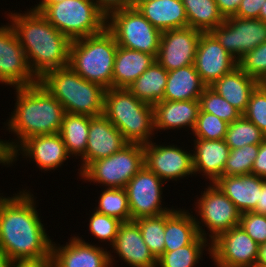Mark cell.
<instances>
[{
  "label": "cell",
  "instance_id": "cell-1",
  "mask_svg": "<svg viewBox=\"0 0 266 267\" xmlns=\"http://www.w3.org/2000/svg\"><path fill=\"white\" fill-rule=\"evenodd\" d=\"M36 198L30 188L7 197L0 193V252L12 261L51 260L53 240Z\"/></svg>",
  "mask_w": 266,
  "mask_h": 267
},
{
  "label": "cell",
  "instance_id": "cell-2",
  "mask_svg": "<svg viewBox=\"0 0 266 267\" xmlns=\"http://www.w3.org/2000/svg\"><path fill=\"white\" fill-rule=\"evenodd\" d=\"M15 11H5V18L19 39L33 76L39 81L48 72L69 66L72 41L32 8L24 13Z\"/></svg>",
  "mask_w": 266,
  "mask_h": 267
},
{
  "label": "cell",
  "instance_id": "cell-3",
  "mask_svg": "<svg viewBox=\"0 0 266 267\" xmlns=\"http://www.w3.org/2000/svg\"><path fill=\"white\" fill-rule=\"evenodd\" d=\"M13 89L15 109L3 123L4 129L16 136L5 140L11 154L30 137L59 133L65 114L62 104L39 81Z\"/></svg>",
  "mask_w": 266,
  "mask_h": 267
},
{
  "label": "cell",
  "instance_id": "cell-4",
  "mask_svg": "<svg viewBox=\"0 0 266 267\" xmlns=\"http://www.w3.org/2000/svg\"><path fill=\"white\" fill-rule=\"evenodd\" d=\"M103 115L128 143L144 145L156 139L153 105L139 100L127 88L105 89Z\"/></svg>",
  "mask_w": 266,
  "mask_h": 267
},
{
  "label": "cell",
  "instance_id": "cell-5",
  "mask_svg": "<svg viewBox=\"0 0 266 267\" xmlns=\"http://www.w3.org/2000/svg\"><path fill=\"white\" fill-rule=\"evenodd\" d=\"M39 82L62 104L65 113L103 115L105 89L85 80L70 66L48 72Z\"/></svg>",
  "mask_w": 266,
  "mask_h": 267
},
{
  "label": "cell",
  "instance_id": "cell-6",
  "mask_svg": "<svg viewBox=\"0 0 266 267\" xmlns=\"http://www.w3.org/2000/svg\"><path fill=\"white\" fill-rule=\"evenodd\" d=\"M117 42L105 28L102 32L73 40L70 45L69 66L82 78L112 88Z\"/></svg>",
  "mask_w": 266,
  "mask_h": 267
},
{
  "label": "cell",
  "instance_id": "cell-7",
  "mask_svg": "<svg viewBox=\"0 0 266 267\" xmlns=\"http://www.w3.org/2000/svg\"><path fill=\"white\" fill-rule=\"evenodd\" d=\"M31 8L71 41L98 34L106 28L107 18L93 0H64L55 4H34Z\"/></svg>",
  "mask_w": 266,
  "mask_h": 267
},
{
  "label": "cell",
  "instance_id": "cell-8",
  "mask_svg": "<svg viewBox=\"0 0 266 267\" xmlns=\"http://www.w3.org/2000/svg\"><path fill=\"white\" fill-rule=\"evenodd\" d=\"M143 166V145L128 143L111 156L91 162L78 178L100 188H125Z\"/></svg>",
  "mask_w": 266,
  "mask_h": 267
},
{
  "label": "cell",
  "instance_id": "cell-9",
  "mask_svg": "<svg viewBox=\"0 0 266 267\" xmlns=\"http://www.w3.org/2000/svg\"><path fill=\"white\" fill-rule=\"evenodd\" d=\"M206 186L193 203V216L199 235L211 243L221 233L239 226L241 213L215 183Z\"/></svg>",
  "mask_w": 266,
  "mask_h": 267
},
{
  "label": "cell",
  "instance_id": "cell-10",
  "mask_svg": "<svg viewBox=\"0 0 266 267\" xmlns=\"http://www.w3.org/2000/svg\"><path fill=\"white\" fill-rule=\"evenodd\" d=\"M106 28L113 34L118 46L157 56L162 32L137 8L111 13L107 17Z\"/></svg>",
  "mask_w": 266,
  "mask_h": 267
},
{
  "label": "cell",
  "instance_id": "cell-11",
  "mask_svg": "<svg viewBox=\"0 0 266 267\" xmlns=\"http://www.w3.org/2000/svg\"><path fill=\"white\" fill-rule=\"evenodd\" d=\"M154 140L143 145L144 165L166 184L194 176L192 150L174 143ZM159 143V144H158ZM169 144V145H168ZM188 150V151H187ZM188 177V178H187Z\"/></svg>",
  "mask_w": 266,
  "mask_h": 267
},
{
  "label": "cell",
  "instance_id": "cell-12",
  "mask_svg": "<svg viewBox=\"0 0 266 267\" xmlns=\"http://www.w3.org/2000/svg\"><path fill=\"white\" fill-rule=\"evenodd\" d=\"M164 185L166 183L145 165L126 184L132 221L142 217L159 216L174 208L163 204Z\"/></svg>",
  "mask_w": 266,
  "mask_h": 267
},
{
  "label": "cell",
  "instance_id": "cell-13",
  "mask_svg": "<svg viewBox=\"0 0 266 267\" xmlns=\"http://www.w3.org/2000/svg\"><path fill=\"white\" fill-rule=\"evenodd\" d=\"M210 33L238 61L266 41V23L260 19L231 16Z\"/></svg>",
  "mask_w": 266,
  "mask_h": 267
},
{
  "label": "cell",
  "instance_id": "cell-14",
  "mask_svg": "<svg viewBox=\"0 0 266 267\" xmlns=\"http://www.w3.org/2000/svg\"><path fill=\"white\" fill-rule=\"evenodd\" d=\"M259 244L239 225L211 242V260L216 267H256Z\"/></svg>",
  "mask_w": 266,
  "mask_h": 267
},
{
  "label": "cell",
  "instance_id": "cell-15",
  "mask_svg": "<svg viewBox=\"0 0 266 267\" xmlns=\"http://www.w3.org/2000/svg\"><path fill=\"white\" fill-rule=\"evenodd\" d=\"M38 80L30 71L19 39L7 22L0 26V83L13 88L27 87Z\"/></svg>",
  "mask_w": 266,
  "mask_h": 267
},
{
  "label": "cell",
  "instance_id": "cell-16",
  "mask_svg": "<svg viewBox=\"0 0 266 267\" xmlns=\"http://www.w3.org/2000/svg\"><path fill=\"white\" fill-rule=\"evenodd\" d=\"M21 158L29 160L35 164L39 171L44 173L61 168L67 159L71 158L68 154L64 141L59 133L51 135H39L26 139L12 154L11 165ZM28 158V159H27ZM46 171V172H45Z\"/></svg>",
  "mask_w": 266,
  "mask_h": 267
},
{
  "label": "cell",
  "instance_id": "cell-17",
  "mask_svg": "<svg viewBox=\"0 0 266 267\" xmlns=\"http://www.w3.org/2000/svg\"><path fill=\"white\" fill-rule=\"evenodd\" d=\"M77 235L71 234L63 245L52 241V267H111L107 246L86 242Z\"/></svg>",
  "mask_w": 266,
  "mask_h": 267
},
{
  "label": "cell",
  "instance_id": "cell-18",
  "mask_svg": "<svg viewBox=\"0 0 266 267\" xmlns=\"http://www.w3.org/2000/svg\"><path fill=\"white\" fill-rule=\"evenodd\" d=\"M200 36L191 27L163 31L156 61L167 71L194 64Z\"/></svg>",
  "mask_w": 266,
  "mask_h": 267
},
{
  "label": "cell",
  "instance_id": "cell-19",
  "mask_svg": "<svg viewBox=\"0 0 266 267\" xmlns=\"http://www.w3.org/2000/svg\"><path fill=\"white\" fill-rule=\"evenodd\" d=\"M194 66L201 81L212 85L238 66V61L217 41L210 32H201Z\"/></svg>",
  "mask_w": 266,
  "mask_h": 267
},
{
  "label": "cell",
  "instance_id": "cell-20",
  "mask_svg": "<svg viewBox=\"0 0 266 267\" xmlns=\"http://www.w3.org/2000/svg\"><path fill=\"white\" fill-rule=\"evenodd\" d=\"M109 250L111 267L119 260L130 267H156L157 259L150 252L142 238L139 226L134 221L123 222L120 225L114 244ZM115 253L111 254V253ZM117 262V263H115Z\"/></svg>",
  "mask_w": 266,
  "mask_h": 267
},
{
  "label": "cell",
  "instance_id": "cell-21",
  "mask_svg": "<svg viewBox=\"0 0 266 267\" xmlns=\"http://www.w3.org/2000/svg\"><path fill=\"white\" fill-rule=\"evenodd\" d=\"M128 142L122 133L104 116H96L90 119L85 155L78 161L80 173L93 161L107 158L120 151Z\"/></svg>",
  "mask_w": 266,
  "mask_h": 267
},
{
  "label": "cell",
  "instance_id": "cell-22",
  "mask_svg": "<svg viewBox=\"0 0 266 267\" xmlns=\"http://www.w3.org/2000/svg\"><path fill=\"white\" fill-rule=\"evenodd\" d=\"M192 159L195 177L202 175L208 183H215L223 175L230 148L223 140L193 139ZM199 174V175H197ZM207 179V180H206ZM209 180V182H208Z\"/></svg>",
  "mask_w": 266,
  "mask_h": 267
},
{
  "label": "cell",
  "instance_id": "cell-23",
  "mask_svg": "<svg viewBox=\"0 0 266 267\" xmlns=\"http://www.w3.org/2000/svg\"><path fill=\"white\" fill-rule=\"evenodd\" d=\"M155 133L172 130L193 131L200 110L199 100L166 101L153 105ZM185 128V129H184ZM188 129V130H186Z\"/></svg>",
  "mask_w": 266,
  "mask_h": 267
},
{
  "label": "cell",
  "instance_id": "cell-24",
  "mask_svg": "<svg viewBox=\"0 0 266 267\" xmlns=\"http://www.w3.org/2000/svg\"><path fill=\"white\" fill-rule=\"evenodd\" d=\"M265 178L254 174L222 176L215 184L235 204L240 213L252 212L260 197Z\"/></svg>",
  "mask_w": 266,
  "mask_h": 267
},
{
  "label": "cell",
  "instance_id": "cell-25",
  "mask_svg": "<svg viewBox=\"0 0 266 267\" xmlns=\"http://www.w3.org/2000/svg\"><path fill=\"white\" fill-rule=\"evenodd\" d=\"M134 7L161 32L188 27L185 7L181 0H152L134 3Z\"/></svg>",
  "mask_w": 266,
  "mask_h": 267
},
{
  "label": "cell",
  "instance_id": "cell-26",
  "mask_svg": "<svg viewBox=\"0 0 266 267\" xmlns=\"http://www.w3.org/2000/svg\"><path fill=\"white\" fill-rule=\"evenodd\" d=\"M260 83L239 66L216 80L210 87L242 114L246 111L252 92Z\"/></svg>",
  "mask_w": 266,
  "mask_h": 267
},
{
  "label": "cell",
  "instance_id": "cell-27",
  "mask_svg": "<svg viewBox=\"0 0 266 267\" xmlns=\"http://www.w3.org/2000/svg\"><path fill=\"white\" fill-rule=\"evenodd\" d=\"M165 213L164 252L191 244L198 236V228L191 209L177 208Z\"/></svg>",
  "mask_w": 266,
  "mask_h": 267
},
{
  "label": "cell",
  "instance_id": "cell-28",
  "mask_svg": "<svg viewBox=\"0 0 266 267\" xmlns=\"http://www.w3.org/2000/svg\"><path fill=\"white\" fill-rule=\"evenodd\" d=\"M155 61L154 55L118 46L112 88H128Z\"/></svg>",
  "mask_w": 266,
  "mask_h": 267
},
{
  "label": "cell",
  "instance_id": "cell-29",
  "mask_svg": "<svg viewBox=\"0 0 266 267\" xmlns=\"http://www.w3.org/2000/svg\"><path fill=\"white\" fill-rule=\"evenodd\" d=\"M205 87L194 64L174 69L168 71L163 100H199Z\"/></svg>",
  "mask_w": 266,
  "mask_h": 267
},
{
  "label": "cell",
  "instance_id": "cell-30",
  "mask_svg": "<svg viewBox=\"0 0 266 267\" xmlns=\"http://www.w3.org/2000/svg\"><path fill=\"white\" fill-rule=\"evenodd\" d=\"M168 71L155 61L127 89L139 100L154 105L164 98Z\"/></svg>",
  "mask_w": 266,
  "mask_h": 267
},
{
  "label": "cell",
  "instance_id": "cell-31",
  "mask_svg": "<svg viewBox=\"0 0 266 267\" xmlns=\"http://www.w3.org/2000/svg\"><path fill=\"white\" fill-rule=\"evenodd\" d=\"M91 118L88 115L64 114L59 134L72 160L85 155Z\"/></svg>",
  "mask_w": 266,
  "mask_h": 267
},
{
  "label": "cell",
  "instance_id": "cell-32",
  "mask_svg": "<svg viewBox=\"0 0 266 267\" xmlns=\"http://www.w3.org/2000/svg\"><path fill=\"white\" fill-rule=\"evenodd\" d=\"M185 7L188 27L210 32L225 20L215 0H181Z\"/></svg>",
  "mask_w": 266,
  "mask_h": 267
},
{
  "label": "cell",
  "instance_id": "cell-33",
  "mask_svg": "<svg viewBox=\"0 0 266 267\" xmlns=\"http://www.w3.org/2000/svg\"><path fill=\"white\" fill-rule=\"evenodd\" d=\"M203 253L209 254L208 257L211 258V243L199 235L187 246L164 252L157 259L156 267H196L203 261Z\"/></svg>",
  "mask_w": 266,
  "mask_h": 267
},
{
  "label": "cell",
  "instance_id": "cell-34",
  "mask_svg": "<svg viewBox=\"0 0 266 267\" xmlns=\"http://www.w3.org/2000/svg\"><path fill=\"white\" fill-rule=\"evenodd\" d=\"M93 210L117 218L121 222L132 221L125 188H103ZM98 204V205H96Z\"/></svg>",
  "mask_w": 266,
  "mask_h": 267
},
{
  "label": "cell",
  "instance_id": "cell-35",
  "mask_svg": "<svg viewBox=\"0 0 266 267\" xmlns=\"http://www.w3.org/2000/svg\"><path fill=\"white\" fill-rule=\"evenodd\" d=\"M265 138L261 130L242 115L228 124L224 141L230 150H234L245 145L260 144Z\"/></svg>",
  "mask_w": 266,
  "mask_h": 267
},
{
  "label": "cell",
  "instance_id": "cell-36",
  "mask_svg": "<svg viewBox=\"0 0 266 267\" xmlns=\"http://www.w3.org/2000/svg\"><path fill=\"white\" fill-rule=\"evenodd\" d=\"M139 226L142 238L153 256L158 259L165 249V214L155 217H142L134 220Z\"/></svg>",
  "mask_w": 266,
  "mask_h": 267
},
{
  "label": "cell",
  "instance_id": "cell-37",
  "mask_svg": "<svg viewBox=\"0 0 266 267\" xmlns=\"http://www.w3.org/2000/svg\"><path fill=\"white\" fill-rule=\"evenodd\" d=\"M199 102L201 111L213 114L227 123H232L242 116L239 110L233 107L210 86L204 88Z\"/></svg>",
  "mask_w": 266,
  "mask_h": 267
},
{
  "label": "cell",
  "instance_id": "cell-38",
  "mask_svg": "<svg viewBox=\"0 0 266 267\" xmlns=\"http://www.w3.org/2000/svg\"><path fill=\"white\" fill-rule=\"evenodd\" d=\"M258 150L259 144L245 145L241 148L230 150L222 176L251 174Z\"/></svg>",
  "mask_w": 266,
  "mask_h": 267
},
{
  "label": "cell",
  "instance_id": "cell-39",
  "mask_svg": "<svg viewBox=\"0 0 266 267\" xmlns=\"http://www.w3.org/2000/svg\"><path fill=\"white\" fill-rule=\"evenodd\" d=\"M87 224L90 234L98 239L99 243H104L110 247L114 244L120 225L123 223L117 218L101 214L95 210L90 211Z\"/></svg>",
  "mask_w": 266,
  "mask_h": 267
},
{
  "label": "cell",
  "instance_id": "cell-40",
  "mask_svg": "<svg viewBox=\"0 0 266 267\" xmlns=\"http://www.w3.org/2000/svg\"><path fill=\"white\" fill-rule=\"evenodd\" d=\"M228 124L213 114L199 110L193 131H188V135L192 134L194 139L223 140Z\"/></svg>",
  "mask_w": 266,
  "mask_h": 267
},
{
  "label": "cell",
  "instance_id": "cell-41",
  "mask_svg": "<svg viewBox=\"0 0 266 267\" xmlns=\"http://www.w3.org/2000/svg\"><path fill=\"white\" fill-rule=\"evenodd\" d=\"M238 66L259 83H266V41L246 52L238 60Z\"/></svg>",
  "mask_w": 266,
  "mask_h": 267
},
{
  "label": "cell",
  "instance_id": "cell-42",
  "mask_svg": "<svg viewBox=\"0 0 266 267\" xmlns=\"http://www.w3.org/2000/svg\"><path fill=\"white\" fill-rule=\"evenodd\" d=\"M242 115L266 136V83H260L252 92L247 109Z\"/></svg>",
  "mask_w": 266,
  "mask_h": 267
},
{
  "label": "cell",
  "instance_id": "cell-43",
  "mask_svg": "<svg viewBox=\"0 0 266 267\" xmlns=\"http://www.w3.org/2000/svg\"><path fill=\"white\" fill-rule=\"evenodd\" d=\"M244 231L259 245L266 243V216L254 212L240 215V224Z\"/></svg>",
  "mask_w": 266,
  "mask_h": 267
},
{
  "label": "cell",
  "instance_id": "cell-44",
  "mask_svg": "<svg viewBox=\"0 0 266 267\" xmlns=\"http://www.w3.org/2000/svg\"><path fill=\"white\" fill-rule=\"evenodd\" d=\"M97 8L106 16L113 12L134 7V0H93Z\"/></svg>",
  "mask_w": 266,
  "mask_h": 267
},
{
  "label": "cell",
  "instance_id": "cell-45",
  "mask_svg": "<svg viewBox=\"0 0 266 267\" xmlns=\"http://www.w3.org/2000/svg\"><path fill=\"white\" fill-rule=\"evenodd\" d=\"M266 0H242L237 13L238 18L259 19L260 9Z\"/></svg>",
  "mask_w": 266,
  "mask_h": 267
},
{
  "label": "cell",
  "instance_id": "cell-46",
  "mask_svg": "<svg viewBox=\"0 0 266 267\" xmlns=\"http://www.w3.org/2000/svg\"><path fill=\"white\" fill-rule=\"evenodd\" d=\"M251 174L266 179V138L259 144V150Z\"/></svg>",
  "mask_w": 266,
  "mask_h": 267
},
{
  "label": "cell",
  "instance_id": "cell-47",
  "mask_svg": "<svg viewBox=\"0 0 266 267\" xmlns=\"http://www.w3.org/2000/svg\"><path fill=\"white\" fill-rule=\"evenodd\" d=\"M224 18L234 16L242 0H215Z\"/></svg>",
  "mask_w": 266,
  "mask_h": 267
},
{
  "label": "cell",
  "instance_id": "cell-48",
  "mask_svg": "<svg viewBox=\"0 0 266 267\" xmlns=\"http://www.w3.org/2000/svg\"><path fill=\"white\" fill-rule=\"evenodd\" d=\"M252 212L266 216V179L262 182L260 197Z\"/></svg>",
  "mask_w": 266,
  "mask_h": 267
},
{
  "label": "cell",
  "instance_id": "cell-49",
  "mask_svg": "<svg viewBox=\"0 0 266 267\" xmlns=\"http://www.w3.org/2000/svg\"><path fill=\"white\" fill-rule=\"evenodd\" d=\"M11 267H52L51 260L13 261Z\"/></svg>",
  "mask_w": 266,
  "mask_h": 267
},
{
  "label": "cell",
  "instance_id": "cell-50",
  "mask_svg": "<svg viewBox=\"0 0 266 267\" xmlns=\"http://www.w3.org/2000/svg\"><path fill=\"white\" fill-rule=\"evenodd\" d=\"M0 165L5 167H12L11 153L9 152L5 140L0 139Z\"/></svg>",
  "mask_w": 266,
  "mask_h": 267
},
{
  "label": "cell",
  "instance_id": "cell-51",
  "mask_svg": "<svg viewBox=\"0 0 266 267\" xmlns=\"http://www.w3.org/2000/svg\"><path fill=\"white\" fill-rule=\"evenodd\" d=\"M256 267H266V243L259 245Z\"/></svg>",
  "mask_w": 266,
  "mask_h": 267
},
{
  "label": "cell",
  "instance_id": "cell-52",
  "mask_svg": "<svg viewBox=\"0 0 266 267\" xmlns=\"http://www.w3.org/2000/svg\"><path fill=\"white\" fill-rule=\"evenodd\" d=\"M13 261L5 255L3 252H0V267H11Z\"/></svg>",
  "mask_w": 266,
  "mask_h": 267
},
{
  "label": "cell",
  "instance_id": "cell-53",
  "mask_svg": "<svg viewBox=\"0 0 266 267\" xmlns=\"http://www.w3.org/2000/svg\"><path fill=\"white\" fill-rule=\"evenodd\" d=\"M259 19L266 23V1L261 6Z\"/></svg>",
  "mask_w": 266,
  "mask_h": 267
},
{
  "label": "cell",
  "instance_id": "cell-54",
  "mask_svg": "<svg viewBox=\"0 0 266 267\" xmlns=\"http://www.w3.org/2000/svg\"><path fill=\"white\" fill-rule=\"evenodd\" d=\"M37 4H55L59 2H63L64 0H38Z\"/></svg>",
  "mask_w": 266,
  "mask_h": 267
},
{
  "label": "cell",
  "instance_id": "cell-55",
  "mask_svg": "<svg viewBox=\"0 0 266 267\" xmlns=\"http://www.w3.org/2000/svg\"><path fill=\"white\" fill-rule=\"evenodd\" d=\"M147 1H152V0H134V3H144Z\"/></svg>",
  "mask_w": 266,
  "mask_h": 267
}]
</instances>
